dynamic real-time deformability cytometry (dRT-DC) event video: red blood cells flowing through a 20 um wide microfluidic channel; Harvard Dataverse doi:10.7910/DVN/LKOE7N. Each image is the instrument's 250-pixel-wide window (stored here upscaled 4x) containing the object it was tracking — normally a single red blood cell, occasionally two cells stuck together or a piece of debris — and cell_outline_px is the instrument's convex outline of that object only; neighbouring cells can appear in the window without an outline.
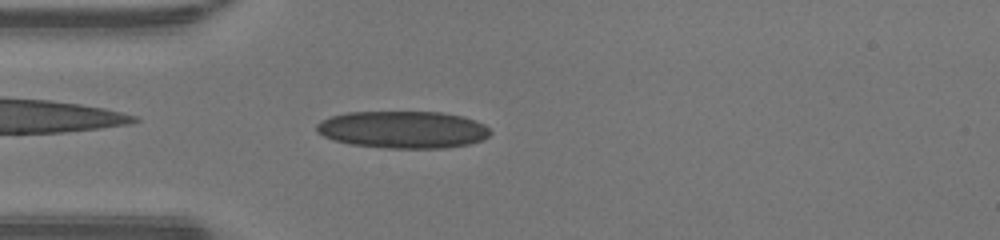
{"species": "human", "species_latin": "Homo sapiens", "temperature_condition": "warm", "stored_images_in_passage": 37, "camera_frame_rate_fps": 3000, "um_per_image_px": 0.085, "donor": {"sex": "male"}, "frame": {"image": 1, "passage_image": 3, "time_ms": 0.667, "image_size_px": [1000, 240], "cell_outline_px": [[492, 132], [488, 136], [480, 140], [468, 144], [444, 148], [388, 148], [352, 144], [332, 140], [316, 132], [316, 124], [320, 120], [332, 116], [348, 112], [440, 112], [464, 116], [476, 120], [484, 124]], "centroid_in_image_um": [34.24, 11.01], "position_along_channel_um": 50.8, "area_um2": 37.74}}
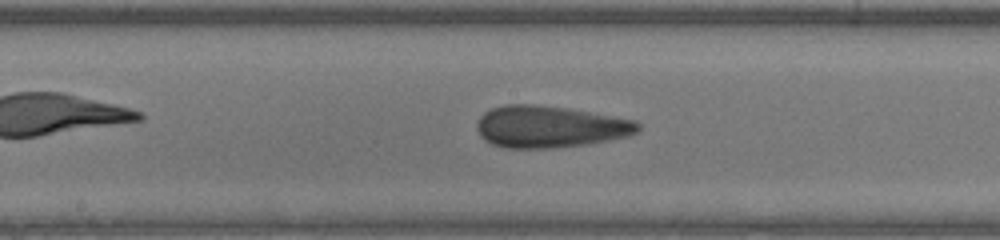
{"frame": {"image": 2, "passage_image": 14, "time_ms": 4.333, "image_size_px": [1000, 240], "cell_outline_px": [[640, 128], [636, 132], [628, 136], [608, 140], [584, 144], [552, 148], [504, 148], [492, 144], [484, 140], [480, 136], [476, 128], [476, 124], [480, 116], [484, 112], [492, 108], [504, 104], [536, 104], [568, 108], [636, 120], [640, 124]], "centroid_in_image_um": [46.7, 10.76], "position_along_channel_um": 201.5, "area_um2": 39.42}}
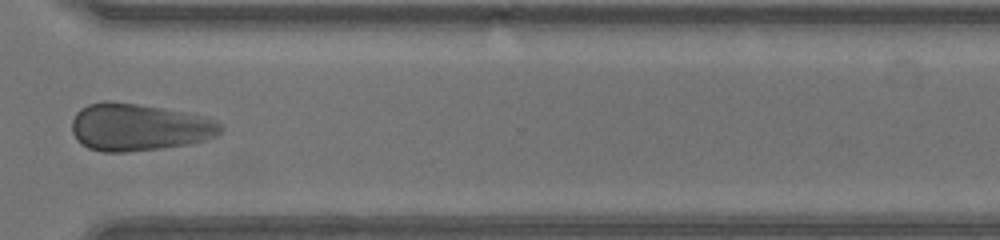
{"frame": {"image": 3, "passage_image": 25, "time_ms": 8.0, "image_size_px": [1000, 240], "cell_outline_px": [[224, 128], [216, 136], [204, 140], [188, 144], [160, 148], [128, 152], [104, 152], [88, 148], [76, 140], [72, 132], [72, 120], [76, 112], [80, 108], [88, 104], [104, 100], [108, 100], [136, 104], [184, 112], [200, 116], [224, 124]], "centroid_in_image_um": [11.75, 10.81], "position_along_channel_um": 358.8, "area_um2": 40.92}, "authors_computed_cell_mechanics": {"area_um2": 38.5526, "velocity_mm_per_s": 4.3078, "shape_relaxation_time_tau1_ms": 7.24, "shape_relaxation_time_tau2_ms": 1.5608, "deformation_change_tau1": 0.1542, "deformation_change_tau2": 0.0974}}